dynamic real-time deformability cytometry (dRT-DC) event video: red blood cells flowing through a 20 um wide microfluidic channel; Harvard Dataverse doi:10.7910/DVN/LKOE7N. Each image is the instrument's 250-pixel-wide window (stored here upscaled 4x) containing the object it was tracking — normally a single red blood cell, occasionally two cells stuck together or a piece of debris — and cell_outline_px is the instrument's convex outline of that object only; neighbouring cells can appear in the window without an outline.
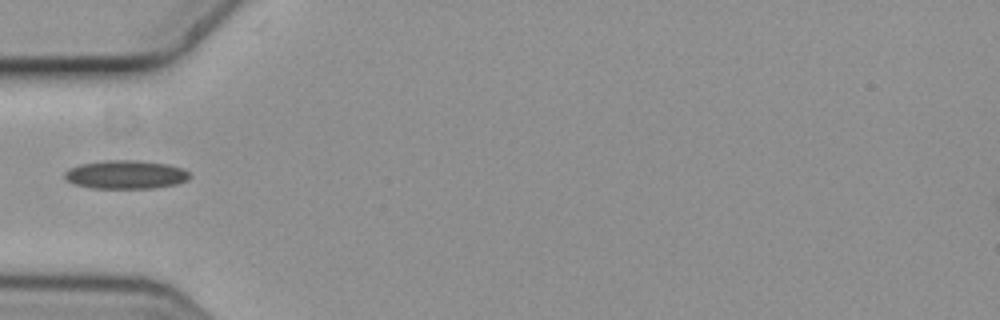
{"species": "common noctule bat (a hibernating species)", "species_latin": "Nyctalus noctula", "temperature_condition": "cold", "stored_images_in_passage": 2, "camera_frame_rate_fps": 3000, "um_per_image_px": 0.085, "animal": {"sex": "female", "body_mass_g": 19.3, "forearm_length_mm": 54.1}, "frame": {"image": 1, "passage_image": 2, "time_ms": 0.333, "image_size_px": [1000, 320], "cell_outline_px": [[192, 176], [188, 180], [176, 184], [152, 188], [92, 188], [76, 184], [68, 180], [64, 176], [64, 172], [68, 168], [80, 164], [104, 160], [136, 160], [168, 164], [184, 168]], "centroid_in_image_um": [10.71, 14.83], "position_along_channel_um": 74.3, "area_um2": 20.87}}